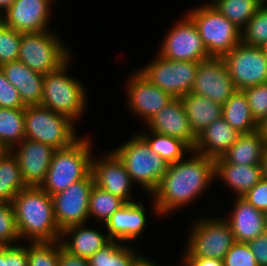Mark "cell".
Instances as JSON below:
<instances>
[{
    "instance_id": "9c48e42d",
    "label": "cell",
    "mask_w": 267,
    "mask_h": 266,
    "mask_svg": "<svg viewBox=\"0 0 267 266\" xmlns=\"http://www.w3.org/2000/svg\"><path fill=\"white\" fill-rule=\"evenodd\" d=\"M63 40L56 29L22 33L18 60L33 71L45 75L60 67L74 54Z\"/></svg>"
},
{
    "instance_id": "f35d334b",
    "label": "cell",
    "mask_w": 267,
    "mask_h": 266,
    "mask_svg": "<svg viewBox=\"0 0 267 266\" xmlns=\"http://www.w3.org/2000/svg\"><path fill=\"white\" fill-rule=\"evenodd\" d=\"M254 120L260 125L267 118V83L244 89Z\"/></svg>"
},
{
    "instance_id": "7bdbcfd3",
    "label": "cell",
    "mask_w": 267,
    "mask_h": 266,
    "mask_svg": "<svg viewBox=\"0 0 267 266\" xmlns=\"http://www.w3.org/2000/svg\"><path fill=\"white\" fill-rule=\"evenodd\" d=\"M242 197L256 209L265 212L267 210V179L262 178Z\"/></svg>"
},
{
    "instance_id": "f907efd6",
    "label": "cell",
    "mask_w": 267,
    "mask_h": 266,
    "mask_svg": "<svg viewBox=\"0 0 267 266\" xmlns=\"http://www.w3.org/2000/svg\"><path fill=\"white\" fill-rule=\"evenodd\" d=\"M259 131L267 145V118L259 125Z\"/></svg>"
},
{
    "instance_id": "83f0119b",
    "label": "cell",
    "mask_w": 267,
    "mask_h": 266,
    "mask_svg": "<svg viewBox=\"0 0 267 266\" xmlns=\"http://www.w3.org/2000/svg\"><path fill=\"white\" fill-rule=\"evenodd\" d=\"M222 117L240 134L259 130L244 90H237L223 105Z\"/></svg>"
},
{
    "instance_id": "8fae6325",
    "label": "cell",
    "mask_w": 267,
    "mask_h": 266,
    "mask_svg": "<svg viewBox=\"0 0 267 266\" xmlns=\"http://www.w3.org/2000/svg\"><path fill=\"white\" fill-rule=\"evenodd\" d=\"M157 53L168 60L176 61L202 62L211 58L196 25L186 13L182 18H177L164 35Z\"/></svg>"
},
{
    "instance_id": "277c9868",
    "label": "cell",
    "mask_w": 267,
    "mask_h": 266,
    "mask_svg": "<svg viewBox=\"0 0 267 266\" xmlns=\"http://www.w3.org/2000/svg\"><path fill=\"white\" fill-rule=\"evenodd\" d=\"M91 138L87 133L71 146L54 151L46 178L40 185L45 192L51 196L62 192L91 173L94 154V142Z\"/></svg>"
},
{
    "instance_id": "11a10c76",
    "label": "cell",
    "mask_w": 267,
    "mask_h": 266,
    "mask_svg": "<svg viewBox=\"0 0 267 266\" xmlns=\"http://www.w3.org/2000/svg\"><path fill=\"white\" fill-rule=\"evenodd\" d=\"M4 150L0 147V154L3 152Z\"/></svg>"
},
{
    "instance_id": "f546056e",
    "label": "cell",
    "mask_w": 267,
    "mask_h": 266,
    "mask_svg": "<svg viewBox=\"0 0 267 266\" xmlns=\"http://www.w3.org/2000/svg\"><path fill=\"white\" fill-rule=\"evenodd\" d=\"M141 254L137 246L111 240L88 258L89 266H132Z\"/></svg>"
},
{
    "instance_id": "8d00e7d4",
    "label": "cell",
    "mask_w": 267,
    "mask_h": 266,
    "mask_svg": "<svg viewBox=\"0 0 267 266\" xmlns=\"http://www.w3.org/2000/svg\"><path fill=\"white\" fill-rule=\"evenodd\" d=\"M21 39L22 32L0 23V66L18 60Z\"/></svg>"
},
{
    "instance_id": "603a6c76",
    "label": "cell",
    "mask_w": 267,
    "mask_h": 266,
    "mask_svg": "<svg viewBox=\"0 0 267 266\" xmlns=\"http://www.w3.org/2000/svg\"><path fill=\"white\" fill-rule=\"evenodd\" d=\"M239 135V132L220 117L197 135L193 150L215 160L221 158L236 143Z\"/></svg>"
},
{
    "instance_id": "7dc6e473",
    "label": "cell",
    "mask_w": 267,
    "mask_h": 266,
    "mask_svg": "<svg viewBox=\"0 0 267 266\" xmlns=\"http://www.w3.org/2000/svg\"><path fill=\"white\" fill-rule=\"evenodd\" d=\"M155 260L151 258V256L147 257L142 253L135 259L132 266H159L157 262L154 263ZM162 266V265H161Z\"/></svg>"
},
{
    "instance_id": "7402d4cb",
    "label": "cell",
    "mask_w": 267,
    "mask_h": 266,
    "mask_svg": "<svg viewBox=\"0 0 267 266\" xmlns=\"http://www.w3.org/2000/svg\"><path fill=\"white\" fill-rule=\"evenodd\" d=\"M89 224L87 222L73 225L62 231L61 244L70 254L88 259L111 241L105 232L104 224L98 223L97 227L87 226Z\"/></svg>"
},
{
    "instance_id": "ba28073f",
    "label": "cell",
    "mask_w": 267,
    "mask_h": 266,
    "mask_svg": "<svg viewBox=\"0 0 267 266\" xmlns=\"http://www.w3.org/2000/svg\"><path fill=\"white\" fill-rule=\"evenodd\" d=\"M24 123L25 138L55 149L67 148L81 137L76 129L77 123L43 105L26 106Z\"/></svg>"
},
{
    "instance_id": "3957f363",
    "label": "cell",
    "mask_w": 267,
    "mask_h": 266,
    "mask_svg": "<svg viewBox=\"0 0 267 266\" xmlns=\"http://www.w3.org/2000/svg\"><path fill=\"white\" fill-rule=\"evenodd\" d=\"M72 59L74 54L60 67L44 75L41 105L78 123L87 112L89 97L87 86L69 72Z\"/></svg>"
},
{
    "instance_id": "d4e9b609",
    "label": "cell",
    "mask_w": 267,
    "mask_h": 266,
    "mask_svg": "<svg viewBox=\"0 0 267 266\" xmlns=\"http://www.w3.org/2000/svg\"><path fill=\"white\" fill-rule=\"evenodd\" d=\"M215 162V180H220L233 193L234 197H242L262 178L261 165H239L225 162L217 158Z\"/></svg>"
},
{
    "instance_id": "ee69618b",
    "label": "cell",
    "mask_w": 267,
    "mask_h": 266,
    "mask_svg": "<svg viewBox=\"0 0 267 266\" xmlns=\"http://www.w3.org/2000/svg\"><path fill=\"white\" fill-rule=\"evenodd\" d=\"M258 266H267V229L262 235L248 242Z\"/></svg>"
},
{
    "instance_id": "b9f144b4",
    "label": "cell",
    "mask_w": 267,
    "mask_h": 266,
    "mask_svg": "<svg viewBox=\"0 0 267 266\" xmlns=\"http://www.w3.org/2000/svg\"><path fill=\"white\" fill-rule=\"evenodd\" d=\"M0 108L25 109L19 91L8 81L0 68Z\"/></svg>"
},
{
    "instance_id": "ac0fdd59",
    "label": "cell",
    "mask_w": 267,
    "mask_h": 266,
    "mask_svg": "<svg viewBox=\"0 0 267 266\" xmlns=\"http://www.w3.org/2000/svg\"><path fill=\"white\" fill-rule=\"evenodd\" d=\"M141 201V202H139ZM143 200L125 203L104 224L108 237L113 241L131 244L142 237L148 225V215Z\"/></svg>"
},
{
    "instance_id": "681fc988",
    "label": "cell",
    "mask_w": 267,
    "mask_h": 266,
    "mask_svg": "<svg viewBox=\"0 0 267 266\" xmlns=\"http://www.w3.org/2000/svg\"><path fill=\"white\" fill-rule=\"evenodd\" d=\"M261 167H262V176H263V178L267 179V148H266L264 155H263Z\"/></svg>"
},
{
    "instance_id": "db71d44e",
    "label": "cell",
    "mask_w": 267,
    "mask_h": 266,
    "mask_svg": "<svg viewBox=\"0 0 267 266\" xmlns=\"http://www.w3.org/2000/svg\"><path fill=\"white\" fill-rule=\"evenodd\" d=\"M3 21L2 14L0 13V23Z\"/></svg>"
},
{
    "instance_id": "5b68a950",
    "label": "cell",
    "mask_w": 267,
    "mask_h": 266,
    "mask_svg": "<svg viewBox=\"0 0 267 266\" xmlns=\"http://www.w3.org/2000/svg\"><path fill=\"white\" fill-rule=\"evenodd\" d=\"M112 150L124 163L133 183L139 184L138 188L150 196L160 184L169 164L151 151L138 132Z\"/></svg>"
},
{
    "instance_id": "4316f807",
    "label": "cell",
    "mask_w": 267,
    "mask_h": 266,
    "mask_svg": "<svg viewBox=\"0 0 267 266\" xmlns=\"http://www.w3.org/2000/svg\"><path fill=\"white\" fill-rule=\"evenodd\" d=\"M266 142L259 130L240 134L236 143L221 157L225 162L239 165H261Z\"/></svg>"
},
{
    "instance_id": "9a60e30c",
    "label": "cell",
    "mask_w": 267,
    "mask_h": 266,
    "mask_svg": "<svg viewBox=\"0 0 267 266\" xmlns=\"http://www.w3.org/2000/svg\"><path fill=\"white\" fill-rule=\"evenodd\" d=\"M91 173L94 184L102 190L120 197L126 203L137 201L138 198L132 195V190L137 186L133 183L124 163L113 150L103 152L99 157L93 154Z\"/></svg>"
},
{
    "instance_id": "6da1fadb",
    "label": "cell",
    "mask_w": 267,
    "mask_h": 266,
    "mask_svg": "<svg viewBox=\"0 0 267 266\" xmlns=\"http://www.w3.org/2000/svg\"><path fill=\"white\" fill-rule=\"evenodd\" d=\"M215 180L213 159L192 150L176 163H171L156 190L149 196L156 218L171 216L198 201ZM198 199V200H197Z\"/></svg>"
},
{
    "instance_id": "4fadbf2b",
    "label": "cell",
    "mask_w": 267,
    "mask_h": 266,
    "mask_svg": "<svg viewBox=\"0 0 267 266\" xmlns=\"http://www.w3.org/2000/svg\"><path fill=\"white\" fill-rule=\"evenodd\" d=\"M127 75L124 85V96L126 107L135 118H139L144 125L150 121L157 112L167 105L173 97L152 84L137 69Z\"/></svg>"
},
{
    "instance_id": "e575fe53",
    "label": "cell",
    "mask_w": 267,
    "mask_h": 266,
    "mask_svg": "<svg viewBox=\"0 0 267 266\" xmlns=\"http://www.w3.org/2000/svg\"><path fill=\"white\" fill-rule=\"evenodd\" d=\"M241 42L257 47H261L267 42V0L241 30Z\"/></svg>"
},
{
    "instance_id": "f6af8a7d",
    "label": "cell",
    "mask_w": 267,
    "mask_h": 266,
    "mask_svg": "<svg viewBox=\"0 0 267 266\" xmlns=\"http://www.w3.org/2000/svg\"><path fill=\"white\" fill-rule=\"evenodd\" d=\"M59 266H89L88 259L70 254L59 245Z\"/></svg>"
},
{
    "instance_id": "c3c4849f",
    "label": "cell",
    "mask_w": 267,
    "mask_h": 266,
    "mask_svg": "<svg viewBox=\"0 0 267 266\" xmlns=\"http://www.w3.org/2000/svg\"><path fill=\"white\" fill-rule=\"evenodd\" d=\"M15 0H0V13L3 15Z\"/></svg>"
},
{
    "instance_id": "44dd1931",
    "label": "cell",
    "mask_w": 267,
    "mask_h": 266,
    "mask_svg": "<svg viewBox=\"0 0 267 266\" xmlns=\"http://www.w3.org/2000/svg\"><path fill=\"white\" fill-rule=\"evenodd\" d=\"M233 204L223 218L230 224L236 242L248 243L267 229L264 212L256 209L243 197H232Z\"/></svg>"
},
{
    "instance_id": "d590c367",
    "label": "cell",
    "mask_w": 267,
    "mask_h": 266,
    "mask_svg": "<svg viewBox=\"0 0 267 266\" xmlns=\"http://www.w3.org/2000/svg\"><path fill=\"white\" fill-rule=\"evenodd\" d=\"M28 266H59V245L56 242H26Z\"/></svg>"
},
{
    "instance_id": "60d3db41",
    "label": "cell",
    "mask_w": 267,
    "mask_h": 266,
    "mask_svg": "<svg viewBox=\"0 0 267 266\" xmlns=\"http://www.w3.org/2000/svg\"><path fill=\"white\" fill-rule=\"evenodd\" d=\"M0 266H28L26 242L0 246Z\"/></svg>"
},
{
    "instance_id": "74e56055",
    "label": "cell",
    "mask_w": 267,
    "mask_h": 266,
    "mask_svg": "<svg viewBox=\"0 0 267 266\" xmlns=\"http://www.w3.org/2000/svg\"><path fill=\"white\" fill-rule=\"evenodd\" d=\"M21 242L12 203L0 202V246Z\"/></svg>"
},
{
    "instance_id": "7a4b0ae2",
    "label": "cell",
    "mask_w": 267,
    "mask_h": 266,
    "mask_svg": "<svg viewBox=\"0 0 267 266\" xmlns=\"http://www.w3.org/2000/svg\"><path fill=\"white\" fill-rule=\"evenodd\" d=\"M12 204L21 241L60 240L62 231L55 220L52 196L41 187L27 186L14 197Z\"/></svg>"
},
{
    "instance_id": "5bb4252c",
    "label": "cell",
    "mask_w": 267,
    "mask_h": 266,
    "mask_svg": "<svg viewBox=\"0 0 267 266\" xmlns=\"http://www.w3.org/2000/svg\"><path fill=\"white\" fill-rule=\"evenodd\" d=\"M93 186L94 178L90 173L64 191L52 195L54 216L61 231L89 221V197Z\"/></svg>"
},
{
    "instance_id": "bcb514c9",
    "label": "cell",
    "mask_w": 267,
    "mask_h": 266,
    "mask_svg": "<svg viewBox=\"0 0 267 266\" xmlns=\"http://www.w3.org/2000/svg\"><path fill=\"white\" fill-rule=\"evenodd\" d=\"M182 266H224L223 260L214 258L181 257Z\"/></svg>"
},
{
    "instance_id": "52a82bcc",
    "label": "cell",
    "mask_w": 267,
    "mask_h": 266,
    "mask_svg": "<svg viewBox=\"0 0 267 266\" xmlns=\"http://www.w3.org/2000/svg\"><path fill=\"white\" fill-rule=\"evenodd\" d=\"M210 57L222 58L241 42V30L209 1L188 9Z\"/></svg>"
},
{
    "instance_id": "4dcf8cb0",
    "label": "cell",
    "mask_w": 267,
    "mask_h": 266,
    "mask_svg": "<svg viewBox=\"0 0 267 266\" xmlns=\"http://www.w3.org/2000/svg\"><path fill=\"white\" fill-rule=\"evenodd\" d=\"M143 131V132H142ZM149 144L151 151L159 155L168 164L184 158L192 149L182 140L146 130L137 131Z\"/></svg>"
},
{
    "instance_id": "d6986e66",
    "label": "cell",
    "mask_w": 267,
    "mask_h": 266,
    "mask_svg": "<svg viewBox=\"0 0 267 266\" xmlns=\"http://www.w3.org/2000/svg\"><path fill=\"white\" fill-rule=\"evenodd\" d=\"M55 150L48 144L28 138H24L11 150L18 160L26 186L40 187L46 178Z\"/></svg>"
},
{
    "instance_id": "e0dca14e",
    "label": "cell",
    "mask_w": 267,
    "mask_h": 266,
    "mask_svg": "<svg viewBox=\"0 0 267 266\" xmlns=\"http://www.w3.org/2000/svg\"><path fill=\"white\" fill-rule=\"evenodd\" d=\"M55 2L57 0H15L2 15L3 22L22 33L55 30L49 24Z\"/></svg>"
},
{
    "instance_id": "ab89813d",
    "label": "cell",
    "mask_w": 267,
    "mask_h": 266,
    "mask_svg": "<svg viewBox=\"0 0 267 266\" xmlns=\"http://www.w3.org/2000/svg\"><path fill=\"white\" fill-rule=\"evenodd\" d=\"M224 266H258L248 243L235 242L223 259Z\"/></svg>"
},
{
    "instance_id": "484cf974",
    "label": "cell",
    "mask_w": 267,
    "mask_h": 266,
    "mask_svg": "<svg viewBox=\"0 0 267 266\" xmlns=\"http://www.w3.org/2000/svg\"><path fill=\"white\" fill-rule=\"evenodd\" d=\"M180 100L196 136L216 119L222 117V105L208 98L190 92Z\"/></svg>"
},
{
    "instance_id": "f1b7e54d",
    "label": "cell",
    "mask_w": 267,
    "mask_h": 266,
    "mask_svg": "<svg viewBox=\"0 0 267 266\" xmlns=\"http://www.w3.org/2000/svg\"><path fill=\"white\" fill-rule=\"evenodd\" d=\"M26 187L16 156L12 151L4 150L0 154V202L12 203Z\"/></svg>"
},
{
    "instance_id": "f5cc1de1",
    "label": "cell",
    "mask_w": 267,
    "mask_h": 266,
    "mask_svg": "<svg viewBox=\"0 0 267 266\" xmlns=\"http://www.w3.org/2000/svg\"><path fill=\"white\" fill-rule=\"evenodd\" d=\"M265 218H266V223H267V210L264 212Z\"/></svg>"
},
{
    "instance_id": "836d02e7",
    "label": "cell",
    "mask_w": 267,
    "mask_h": 266,
    "mask_svg": "<svg viewBox=\"0 0 267 266\" xmlns=\"http://www.w3.org/2000/svg\"><path fill=\"white\" fill-rule=\"evenodd\" d=\"M126 202L118 196L104 191L94 184L89 197V221L93 224H105L112 214ZM96 222V223H95Z\"/></svg>"
},
{
    "instance_id": "8992f818",
    "label": "cell",
    "mask_w": 267,
    "mask_h": 266,
    "mask_svg": "<svg viewBox=\"0 0 267 266\" xmlns=\"http://www.w3.org/2000/svg\"><path fill=\"white\" fill-rule=\"evenodd\" d=\"M193 220L184 239L182 257L223 260L236 242L230 224L221 216L204 215Z\"/></svg>"
},
{
    "instance_id": "1f68e13d",
    "label": "cell",
    "mask_w": 267,
    "mask_h": 266,
    "mask_svg": "<svg viewBox=\"0 0 267 266\" xmlns=\"http://www.w3.org/2000/svg\"><path fill=\"white\" fill-rule=\"evenodd\" d=\"M25 109L0 108V147L11 151L25 138Z\"/></svg>"
},
{
    "instance_id": "2e32d148",
    "label": "cell",
    "mask_w": 267,
    "mask_h": 266,
    "mask_svg": "<svg viewBox=\"0 0 267 266\" xmlns=\"http://www.w3.org/2000/svg\"><path fill=\"white\" fill-rule=\"evenodd\" d=\"M237 90L222 58L199 62L191 93L223 105Z\"/></svg>"
},
{
    "instance_id": "d6a6232c",
    "label": "cell",
    "mask_w": 267,
    "mask_h": 266,
    "mask_svg": "<svg viewBox=\"0 0 267 266\" xmlns=\"http://www.w3.org/2000/svg\"><path fill=\"white\" fill-rule=\"evenodd\" d=\"M209 2L242 30L265 0H210Z\"/></svg>"
},
{
    "instance_id": "7c38bea8",
    "label": "cell",
    "mask_w": 267,
    "mask_h": 266,
    "mask_svg": "<svg viewBox=\"0 0 267 266\" xmlns=\"http://www.w3.org/2000/svg\"><path fill=\"white\" fill-rule=\"evenodd\" d=\"M222 59L238 90L267 83V55L261 47L240 42Z\"/></svg>"
},
{
    "instance_id": "cb8c5ba5",
    "label": "cell",
    "mask_w": 267,
    "mask_h": 266,
    "mask_svg": "<svg viewBox=\"0 0 267 266\" xmlns=\"http://www.w3.org/2000/svg\"><path fill=\"white\" fill-rule=\"evenodd\" d=\"M8 81L19 91L25 106L41 105L44 75L33 71L21 61L0 66Z\"/></svg>"
},
{
    "instance_id": "30bf717a",
    "label": "cell",
    "mask_w": 267,
    "mask_h": 266,
    "mask_svg": "<svg viewBox=\"0 0 267 266\" xmlns=\"http://www.w3.org/2000/svg\"><path fill=\"white\" fill-rule=\"evenodd\" d=\"M155 54L149 63L138 66L137 70L173 98L190 93L199 62L168 60Z\"/></svg>"
},
{
    "instance_id": "ffe728a7",
    "label": "cell",
    "mask_w": 267,
    "mask_h": 266,
    "mask_svg": "<svg viewBox=\"0 0 267 266\" xmlns=\"http://www.w3.org/2000/svg\"><path fill=\"white\" fill-rule=\"evenodd\" d=\"M149 131L184 141L192 150L197 136L193 133L180 98H173L145 125Z\"/></svg>"
},
{
    "instance_id": "816d5d0a",
    "label": "cell",
    "mask_w": 267,
    "mask_h": 266,
    "mask_svg": "<svg viewBox=\"0 0 267 266\" xmlns=\"http://www.w3.org/2000/svg\"><path fill=\"white\" fill-rule=\"evenodd\" d=\"M261 48L263 49L264 53L267 55V42L261 46Z\"/></svg>"
}]
</instances>
